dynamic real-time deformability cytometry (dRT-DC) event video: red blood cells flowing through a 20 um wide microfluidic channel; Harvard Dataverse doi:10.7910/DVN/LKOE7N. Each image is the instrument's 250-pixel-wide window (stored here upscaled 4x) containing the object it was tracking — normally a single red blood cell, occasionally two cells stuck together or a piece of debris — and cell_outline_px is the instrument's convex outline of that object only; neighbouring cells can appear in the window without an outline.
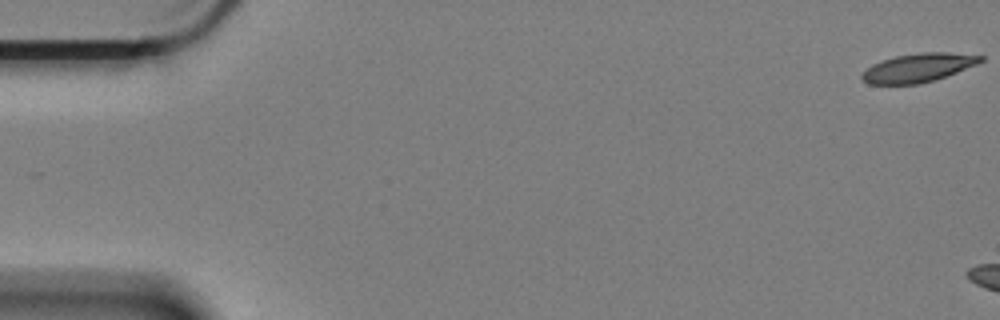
{"species": "Egyptian fruit bat (a non-hibernating species)", "species_latin": "Rousettus aegyptiacus", "temperature_condition": "cold", "stored_images_in_passage": 13, "camera_frame_rate_fps": 3000, "um_per_image_px": 0.085, "animal": {"sex": "female"}, "frame": {"image": 1, "passage_image": 1, "time_ms": 0.0, "image_size_px": [1000, 320], "cell_outline_px": [[984, 60], [976, 64], [956, 72], [920, 84], [868, 84], [860, 76], [872, 64], [896, 56], [920, 52], [948, 52], [984, 56]], "centroid_in_image_um": [78.05, 5.75], "position_along_channel_um": 7.0, "area_um2": 19.48}}